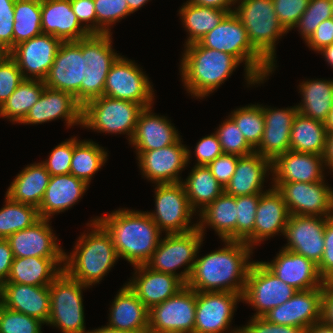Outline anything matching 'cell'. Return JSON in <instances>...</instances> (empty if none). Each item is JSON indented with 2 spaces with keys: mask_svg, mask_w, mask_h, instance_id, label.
<instances>
[{
  "mask_svg": "<svg viewBox=\"0 0 333 333\" xmlns=\"http://www.w3.org/2000/svg\"><path fill=\"white\" fill-rule=\"evenodd\" d=\"M146 265L154 271L164 272L178 277L185 285L191 275L203 234L195 228L186 233L165 234ZM186 266L181 273L176 270Z\"/></svg>",
  "mask_w": 333,
  "mask_h": 333,
  "instance_id": "obj_9",
  "label": "cell"
},
{
  "mask_svg": "<svg viewBox=\"0 0 333 333\" xmlns=\"http://www.w3.org/2000/svg\"><path fill=\"white\" fill-rule=\"evenodd\" d=\"M242 295L232 292H196L194 333H240L241 327L231 328L237 302Z\"/></svg>",
  "mask_w": 333,
  "mask_h": 333,
  "instance_id": "obj_17",
  "label": "cell"
},
{
  "mask_svg": "<svg viewBox=\"0 0 333 333\" xmlns=\"http://www.w3.org/2000/svg\"><path fill=\"white\" fill-rule=\"evenodd\" d=\"M42 321L0 305V333H42Z\"/></svg>",
  "mask_w": 333,
  "mask_h": 333,
  "instance_id": "obj_51",
  "label": "cell"
},
{
  "mask_svg": "<svg viewBox=\"0 0 333 333\" xmlns=\"http://www.w3.org/2000/svg\"><path fill=\"white\" fill-rule=\"evenodd\" d=\"M324 287L297 291L289 300L272 308L263 317L270 323L307 329L322 320Z\"/></svg>",
  "mask_w": 333,
  "mask_h": 333,
  "instance_id": "obj_21",
  "label": "cell"
},
{
  "mask_svg": "<svg viewBox=\"0 0 333 333\" xmlns=\"http://www.w3.org/2000/svg\"><path fill=\"white\" fill-rule=\"evenodd\" d=\"M14 10L0 11V40L13 48Z\"/></svg>",
  "mask_w": 333,
  "mask_h": 333,
  "instance_id": "obj_61",
  "label": "cell"
},
{
  "mask_svg": "<svg viewBox=\"0 0 333 333\" xmlns=\"http://www.w3.org/2000/svg\"><path fill=\"white\" fill-rule=\"evenodd\" d=\"M42 33L41 0H15L13 47Z\"/></svg>",
  "mask_w": 333,
  "mask_h": 333,
  "instance_id": "obj_44",
  "label": "cell"
},
{
  "mask_svg": "<svg viewBox=\"0 0 333 333\" xmlns=\"http://www.w3.org/2000/svg\"><path fill=\"white\" fill-rule=\"evenodd\" d=\"M97 34H111V26L133 14L126 0H94Z\"/></svg>",
  "mask_w": 333,
  "mask_h": 333,
  "instance_id": "obj_49",
  "label": "cell"
},
{
  "mask_svg": "<svg viewBox=\"0 0 333 333\" xmlns=\"http://www.w3.org/2000/svg\"><path fill=\"white\" fill-rule=\"evenodd\" d=\"M306 333H333V326L328 325L323 320L315 322L306 329Z\"/></svg>",
  "mask_w": 333,
  "mask_h": 333,
  "instance_id": "obj_66",
  "label": "cell"
},
{
  "mask_svg": "<svg viewBox=\"0 0 333 333\" xmlns=\"http://www.w3.org/2000/svg\"><path fill=\"white\" fill-rule=\"evenodd\" d=\"M15 0H0V11L14 10Z\"/></svg>",
  "mask_w": 333,
  "mask_h": 333,
  "instance_id": "obj_71",
  "label": "cell"
},
{
  "mask_svg": "<svg viewBox=\"0 0 333 333\" xmlns=\"http://www.w3.org/2000/svg\"><path fill=\"white\" fill-rule=\"evenodd\" d=\"M50 177L41 162L27 165L11 182L6 195L13 201L38 209L44 198Z\"/></svg>",
  "mask_w": 333,
  "mask_h": 333,
  "instance_id": "obj_37",
  "label": "cell"
},
{
  "mask_svg": "<svg viewBox=\"0 0 333 333\" xmlns=\"http://www.w3.org/2000/svg\"><path fill=\"white\" fill-rule=\"evenodd\" d=\"M319 182L273 183L283 196L290 215L333 216V188Z\"/></svg>",
  "mask_w": 333,
  "mask_h": 333,
  "instance_id": "obj_15",
  "label": "cell"
},
{
  "mask_svg": "<svg viewBox=\"0 0 333 333\" xmlns=\"http://www.w3.org/2000/svg\"><path fill=\"white\" fill-rule=\"evenodd\" d=\"M13 259L14 256L8 240L0 238V280L3 282H6L9 277Z\"/></svg>",
  "mask_w": 333,
  "mask_h": 333,
  "instance_id": "obj_62",
  "label": "cell"
},
{
  "mask_svg": "<svg viewBox=\"0 0 333 333\" xmlns=\"http://www.w3.org/2000/svg\"><path fill=\"white\" fill-rule=\"evenodd\" d=\"M325 161L319 154L287 151L271 162L272 183H312L324 178Z\"/></svg>",
  "mask_w": 333,
  "mask_h": 333,
  "instance_id": "obj_26",
  "label": "cell"
},
{
  "mask_svg": "<svg viewBox=\"0 0 333 333\" xmlns=\"http://www.w3.org/2000/svg\"><path fill=\"white\" fill-rule=\"evenodd\" d=\"M322 320L333 326V281H327L324 284Z\"/></svg>",
  "mask_w": 333,
  "mask_h": 333,
  "instance_id": "obj_63",
  "label": "cell"
},
{
  "mask_svg": "<svg viewBox=\"0 0 333 333\" xmlns=\"http://www.w3.org/2000/svg\"><path fill=\"white\" fill-rule=\"evenodd\" d=\"M250 318L247 325L241 327L240 333H306L305 328L273 324L264 317Z\"/></svg>",
  "mask_w": 333,
  "mask_h": 333,
  "instance_id": "obj_58",
  "label": "cell"
},
{
  "mask_svg": "<svg viewBox=\"0 0 333 333\" xmlns=\"http://www.w3.org/2000/svg\"><path fill=\"white\" fill-rule=\"evenodd\" d=\"M198 43L203 47L228 53L244 63V76L248 86L263 84L275 70L252 46L244 25L234 13H229Z\"/></svg>",
  "mask_w": 333,
  "mask_h": 333,
  "instance_id": "obj_5",
  "label": "cell"
},
{
  "mask_svg": "<svg viewBox=\"0 0 333 333\" xmlns=\"http://www.w3.org/2000/svg\"><path fill=\"white\" fill-rule=\"evenodd\" d=\"M187 2L193 5L211 7L223 11H228L229 13L234 12L233 5H235V0H187ZM232 6L233 8H231Z\"/></svg>",
  "mask_w": 333,
  "mask_h": 333,
  "instance_id": "obj_64",
  "label": "cell"
},
{
  "mask_svg": "<svg viewBox=\"0 0 333 333\" xmlns=\"http://www.w3.org/2000/svg\"><path fill=\"white\" fill-rule=\"evenodd\" d=\"M289 216L283 196L275 187L261 193L255 215L253 246L278 233L284 235Z\"/></svg>",
  "mask_w": 333,
  "mask_h": 333,
  "instance_id": "obj_30",
  "label": "cell"
},
{
  "mask_svg": "<svg viewBox=\"0 0 333 333\" xmlns=\"http://www.w3.org/2000/svg\"><path fill=\"white\" fill-rule=\"evenodd\" d=\"M133 267L134 277L127 284L148 309L161 304L185 286L178 277L154 271L146 264Z\"/></svg>",
  "mask_w": 333,
  "mask_h": 333,
  "instance_id": "obj_27",
  "label": "cell"
},
{
  "mask_svg": "<svg viewBox=\"0 0 333 333\" xmlns=\"http://www.w3.org/2000/svg\"><path fill=\"white\" fill-rule=\"evenodd\" d=\"M194 148L196 166H208L214 159L223 154L219 138L215 132L202 137Z\"/></svg>",
  "mask_w": 333,
  "mask_h": 333,
  "instance_id": "obj_55",
  "label": "cell"
},
{
  "mask_svg": "<svg viewBox=\"0 0 333 333\" xmlns=\"http://www.w3.org/2000/svg\"><path fill=\"white\" fill-rule=\"evenodd\" d=\"M63 268L64 258L14 257L9 277L4 283L49 286Z\"/></svg>",
  "mask_w": 333,
  "mask_h": 333,
  "instance_id": "obj_35",
  "label": "cell"
},
{
  "mask_svg": "<svg viewBox=\"0 0 333 333\" xmlns=\"http://www.w3.org/2000/svg\"><path fill=\"white\" fill-rule=\"evenodd\" d=\"M143 109L141 104L103 95L82 106V127L99 133L126 134L130 142Z\"/></svg>",
  "mask_w": 333,
  "mask_h": 333,
  "instance_id": "obj_7",
  "label": "cell"
},
{
  "mask_svg": "<svg viewBox=\"0 0 333 333\" xmlns=\"http://www.w3.org/2000/svg\"><path fill=\"white\" fill-rule=\"evenodd\" d=\"M327 132H333V105L328 114V118L325 122Z\"/></svg>",
  "mask_w": 333,
  "mask_h": 333,
  "instance_id": "obj_72",
  "label": "cell"
},
{
  "mask_svg": "<svg viewBox=\"0 0 333 333\" xmlns=\"http://www.w3.org/2000/svg\"><path fill=\"white\" fill-rule=\"evenodd\" d=\"M0 209V238L31 227L40 219L38 209L34 206L19 203L5 196V205Z\"/></svg>",
  "mask_w": 333,
  "mask_h": 333,
  "instance_id": "obj_45",
  "label": "cell"
},
{
  "mask_svg": "<svg viewBox=\"0 0 333 333\" xmlns=\"http://www.w3.org/2000/svg\"><path fill=\"white\" fill-rule=\"evenodd\" d=\"M297 292L272 273L262 261H253L246 280L244 301L257 312L252 317H263L272 308L289 300Z\"/></svg>",
  "mask_w": 333,
  "mask_h": 333,
  "instance_id": "obj_12",
  "label": "cell"
},
{
  "mask_svg": "<svg viewBox=\"0 0 333 333\" xmlns=\"http://www.w3.org/2000/svg\"><path fill=\"white\" fill-rule=\"evenodd\" d=\"M51 219L40 218L31 227L10 235L7 240L14 257L64 258L65 252L54 235Z\"/></svg>",
  "mask_w": 333,
  "mask_h": 333,
  "instance_id": "obj_23",
  "label": "cell"
},
{
  "mask_svg": "<svg viewBox=\"0 0 333 333\" xmlns=\"http://www.w3.org/2000/svg\"><path fill=\"white\" fill-rule=\"evenodd\" d=\"M11 57V49L0 40V63Z\"/></svg>",
  "mask_w": 333,
  "mask_h": 333,
  "instance_id": "obj_69",
  "label": "cell"
},
{
  "mask_svg": "<svg viewBox=\"0 0 333 333\" xmlns=\"http://www.w3.org/2000/svg\"><path fill=\"white\" fill-rule=\"evenodd\" d=\"M107 156V151L98 143L73 137L70 174L90 185L92 177L107 161Z\"/></svg>",
  "mask_w": 333,
  "mask_h": 333,
  "instance_id": "obj_42",
  "label": "cell"
},
{
  "mask_svg": "<svg viewBox=\"0 0 333 333\" xmlns=\"http://www.w3.org/2000/svg\"><path fill=\"white\" fill-rule=\"evenodd\" d=\"M237 209L236 197L223 192L199 212L198 230L205 236L204 231L210 226L222 241H236Z\"/></svg>",
  "mask_w": 333,
  "mask_h": 333,
  "instance_id": "obj_36",
  "label": "cell"
},
{
  "mask_svg": "<svg viewBox=\"0 0 333 333\" xmlns=\"http://www.w3.org/2000/svg\"><path fill=\"white\" fill-rule=\"evenodd\" d=\"M261 194L236 196L237 222L236 241H243L253 247L255 215Z\"/></svg>",
  "mask_w": 333,
  "mask_h": 333,
  "instance_id": "obj_47",
  "label": "cell"
},
{
  "mask_svg": "<svg viewBox=\"0 0 333 333\" xmlns=\"http://www.w3.org/2000/svg\"><path fill=\"white\" fill-rule=\"evenodd\" d=\"M180 138L175 144L158 150L135 151L141 173L156 184L180 183L179 174L190 164L191 150L182 144Z\"/></svg>",
  "mask_w": 333,
  "mask_h": 333,
  "instance_id": "obj_16",
  "label": "cell"
},
{
  "mask_svg": "<svg viewBox=\"0 0 333 333\" xmlns=\"http://www.w3.org/2000/svg\"><path fill=\"white\" fill-rule=\"evenodd\" d=\"M302 102L298 112L314 120L325 123L333 105V79L306 80L299 84Z\"/></svg>",
  "mask_w": 333,
  "mask_h": 333,
  "instance_id": "obj_38",
  "label": "cell"
},
{
  "mask_svg": "<svg viewBox=\"0 0 333 333\" xmlns=\"http://www.w3.org/2000/svg\"><path fill=\"white\" fill-rule=\"evenodd\" d=\"M248 144L255 150L261 142L264 131L263 109L260 104H249L245 107L234 109L229 115Z\"/></svg>",
  "mask_w": 333,
  "mask_h": 333,
  "instance_id": "obj_46",
  "label": "cell"
},
{
  "mask_svg": "<svg viewBox=\"0 0 333 333\" xmlns=\"http://www.w3.org/2000/svg\"><path fill=\"white\" fill-rule=\"evenodd\" d=\"M96 218L111 236L119 258L133 266L146 264L150 260L162 232L147 211L119 208Z\"/></svg>",
  "mask_w": 333,
  "mask_h": 333,
  "instance_id": "obj_2",
  "label": "cell"
},
{
  "mask_svg": "<svg viewBox=\"0 0 333 333\" xmlns=\"http://www.w3.org/2000/svg\"><path fill=\"white\" fill-rule=\"evenodd\" d=\"M3 285H4V282L2 280H0V298H3Z\"/></svg>",
  "mask_w": 333,
  "mask_h": 333,
  "instance_id": "obj_73",
  "label": "cell"
},
{
  "mask_svg": "<svg viewBox=\"0 0 333 333\" xmlns=\"http://www.w3.org/2000/svg\"><path fill=\"white\" fill-rule=\"evenodd\" d=\"M83 78L82 39L63 41L53 65L43 80L45 86L70 93L81 104V82Z\"/></svg>",
  "mask_w": 333,
  "mask_h": 333,
  "instance_id": "obj_18",
  "label": "cell"
},
{
  "mask_svg": "<svg viewBox=\"0 0 333 333\" xmlns=\"http://www.w3.org/2000/svg\"><path fill=\"white\" fill-rule=\"evenodd\" d=\"M273 3L280 24L289 32L307 9L309 0H273Z\"/></svg>",
  "mask_w": 333,
  "mask_h": 333,
  "instance_id": "obj_53",
  "label": "cell"
},
{
  "mask_svg": "<svg viewBox=\"0 0 333 333\" xmlns=\"http://www.w3.org/2000/svg\"><path fill=\"white\" fill-rule=\"evenodd\" d=\"M44 88L43 80L23 79L0 108V117L7 118L12 123H20L39 100Z\"/></svg>",
  "mask_w": 333,
  "mask_h": 333,
  "instance_id": "obj_43",
  "label": "cell"
},
{
  "mask_svg": "<svg viewBox=\"0 0 333 333\" xmlns=\"http://www.w3.org/2000/svg\"><path fill=\"white\" fill-rule=\"evenodd\" d=\"M327 130L325 123L297 113L290 133V150L324 155Z\"/></svg>",
  "mask_w": 333,
  "mask_h": 333,
  "instance_id": "obj_39",
  "label": "cell"
},
{
  "mask_svg": "<svg viewBox=\"0 0 333 333\" xmlns=\"http://www.w3.org/2000/svg\"><path fill=\"white\" fill-rule=\"evenodd\" d=\"M307 46L319 53L324 47L333 43V18L321 22L316 31L305 41Z\"/></svg>",
  "mask_w": 333,
  "mask_h": 333,
  "instance_id": "obj_60",
  "label": "cell"
},
{
  "mask_svg": "<svg viewBox=\"0 0 333 333\" xmlns=\"http://www.w3.org/2000/svg\"><path fill=\"white\" fill-rule=\"evenodd\" d=\"M59 118L64 119L67 128L82 126V105L72 94L45 86L39 100L19 124H42Z\"/></svg>",
  "mask_w": 333,
  "mask_h": 333,
  "instance_id": "obj_22",
  "label": "cell"
},
{
  "mask_svg": "<svg viewBox=\"0 0 333 333\" xmlns=\"http://www.w3.org/2000/svg\"><path fill=\"white\" fill-rule=\"evenodd\" d=\"M90 221L86 225L92 231L79 236L69 255L65 252L63 268L70 277L88 287L100 283L119 259L109 233L97 218Z\"/></svg>",
  "mask_w": 333,
  "mask_h": 333,
  "instance_id": "obj_3",
  "label": "cell"
},
{
  "mask_svg": "<svg viewBox=\"0 0 333 333\" xmlns=\"http://www.w3.org/2000/svg\"><path fill=\"white\" fill-rule=\"evenodd\" d=\"M70 2L78 21L85 26L91 34H97V17L94 0H70Z\"/></svg>",
  "mask_w": 333,
  "mask_h": 333,
  "instance_id": "obj_59",
  "label": "cell"
},
{
  "mask_svg": "<svg viewBox=\"0 0 333 333\" xmlns=\"http://www.w3.org/2000/svg\"><path fill=\"white\" fill-rule=\"evenodd\" d=\"M262 263L297 291L324 287L325 281L319 274L317 264L303 255L282 248L271 262Z\"/></svg>",
  "mask_w": 333,
  "mask_h": 333,
  "instance_id": "obj_24",
  "label": "cell"
},
{
  "mask_svg": "<svg viewBox=\"0 0 333 333\" xmlns=\"http://www.w3.org/2000/svg\"><path fill=\"white\" fill-rule=\"evenodd\" d=\"M90 288L70 277L64 270L49 285L50 315L46 325L62 333H89L85 330L82 289Z\"/></svg>",
  "mask_w": 333,
  "mask_h": 333,
  "instance_id": "obj_8",
  "label": "cell"
},
{
  "mask_svg": "<svg viewBox=\"0 0 333 333\" xmlns=\"http://www.w3.org/2000/svg\"><path fill=\"white\" fill-rule=\"evenodd\" d=\"M129 6V10L134 13L138 11L139 8L144 6L150 0H126Z\"/></svg>",
  "mask_w": 333,
  "mask_h": 333,
  "instance_id": "obj_70",
  "label": "cell"
},
{
  "mask_svg": "<svg viewBox=\"0 0 333 333\" xmlns=\"http://www.w3.org/2000/svg\"><path fill=\"white\" fill-rule=\"evenodd\" d=\"M271 161L259 153L239 157L237 166L224 192L230 196L261 194L265 178L270 175ZM268 173V175H267Z\"/></svg>",
  "mask_w": 333,
  "mask_h": 333,
  "instance_id": "obj_33",
  "label": "cell"
},
{
  "mask_svg": "<svg viewBox=\"0 0 333 333\" xmlns=\"http://www.w3.org/2000/svg\"><path fill=\"white\" fill-rule=\"evenodd\" d=\"M240 156L234 154H222L214 159L207 167L219 184L225 188L233 176L237 161Z\"/></svg>",
  "mask_w": 333,
  "mask_h": 333,
  "instance_id": "obj_57",
  "label": "cell"
},
{
  "mask_svg": "<svg viewBox=\"0 0 333 333\" xmlns=\"http://www.w3.org/2000/svg\"><path fill=\"white\" fill-rule=\"evenodd\" d=\"M41 27L43 34L62 41H78L91 34L78 21L70 0H41Z\"/></svg>",
  "mask_w": 333,
  "mask_h": 333,
  "instance_id": "obj_29",
  "label": "cell"
},
{
  "mask_svg": "<svg viewBox=\"0 0 333 333\" xmlns=\"http://www.w3.org/2000/svg\"><path fill=\"white\" fill-rule=\"evenodd\" d=\"M332 15L331 0H309L307 9L301 15L294 28L298 27V32L301 34L302 39L306 41L316 31L318 25L324 20L332 18Z\"/></svg>",
  "mask_w": 333,
  "mask_h": 333,
  "instance_id": "obj_50",
  "label": "cell"
},
{
  "mask_svg": "<svg viewBox=\"0 0 333 333\" xmlns=\"http://www.w3.org/2000/svg\"><path fill=\"white\" fill-rule=\"evenodd\" d=\"M262 109L264 131L255 152L272 162L278 155L290 150V133L298 108L296 105L285 109L262 105Z\"/></svg>",
  "mask_w": 333,
  "mask_h": 333,
  "instance_id": "obj_25",
  "label": "cell"
},
{
  "mask_svg": "<svg viewBox=\"0 0 333 333\" xmlns=\"http://www.w3.org/2000/svg\"><path fill=\"white\" fill-rule=\"evenodd\" d=\"M23 79L17 63L11 57L0 63V108Z\"/></svg>",
  "mask_w": 333,
  "mask_h": 333,
  "instance_id": "obj_54",
  "label": "cell"
},
{
  "mask_svg": "<svg viewBox=\"0 0 333 333\" xmlns=\"http://www.w3.org/2000/svg\"><path fill=\"white\" fill-rule=\"evenodd\" d=\"M196 291L185 285L149 309L148 333H194Z\"/></svg>",
  "mask_w": 333,
  "mask_h": 333,
  "instance_id": "obj_14",
  "label": "cell"
},
{
  "mask_svg": "<svg viewBox=\"0 0 333 333\" xmlns=\"http://www.w3.org/2000/svg\"><path fill=\"white\" fill-rule=\"evenodd\" d=\"M325 282L333 281V216L328 217L324 231V253L317 265Z\"/></svg>",
  "mask_w": 333,
  "mask_h": 333,
  "instance_id": "obj_56",
  "label": "cell"
},
{
  "mask_svg": "<svg viewBox=\"0 0 333 333\" xmlns=\"http://www.w3.org/2000/svg\"><path fill=\"white\" fill-rule=\"evenodd\" d=\"M89 333H148V332H135V331H128V330H117L110 326H102L101 328H96L95 330H89Z\"/></svg>",
  "mask_w": 333,
  "mask_h": 333,
  "instance_id": "obj_67",
  "label": "cell"
},
{
  "mask_svg": "<svg viewBox=\"0 0 333 333\" xmlns=\"http://www.w3.org/2000/svg\"><path fill=\"white\" fill-rule=\"evenodd\" d=\"M328 217L290 215L282 247L319 264L324 253V231Z\"/></svg>",
  "mask_w": 333,
  "mask_h": 333,
  "instance_id": "obj_20",
  "label": "cell"
},
{
  "mask_svg": "<svg viewBox=\"0 0 333 333\" xmlns=\"http://www.w3.org/2000/svg\"><path fill=\"white\" fill-rule=\"evenodd\" d=\"M215 133L224 154H234L241 157L255 152L230 116L219 125Z\"/></svg>",
  "mask_w": 333,
  "mask_h": 333,
  "instance_id": "obj_48",
  "label": "cell"
},
{
  "mask_svg": "<svg viewBox=\"0 0 333 333\" xmlns=\"http://www.w3.org/2000/svg\"><path fill=\"white\" fill-rule=\"evenodd\" d=\"M1 305L47 324L50 315L49 286L4 283Z\"/></svg>",
  "mask_w": 333,
  "mask_h": 333,
  "instance_id": "obj_31",
  "label": "cell"
},
{
  "mask_svg": "<svg viewBox=\"0 0 333 333\" xmlns=\"http://www.w3.org/2000/svg\"><path fill=\"white\" fill-rule=\"evenodd\" d=\"M112 34H90L82 39L84 78L81 82V105L103 96L107 74L120 56L112 48Z\"/></svg>",
  "mask_w": 333,
  "mask_h": 333,
  "instance_id": "obj_10",
  "label": "cell"
},
{
  "mask_svg": "<svg viewBox=\"0 0 333 333\" xmlns=\"http://www.w3.org/2000/svg\"><path fill=\"white\" fill-rule=\"evenodd\" d=\"M152 106L144 108L138 117L136 128L129 144L136 151L158 150L175 144L180 134L167 117L155 115Z\"/></svg>",
  "mask_w": 333,
  "mask_h": 333,
  "instance_id": "obj_28",
  "label": "cell"
},
{
  "mask_svg": "<svg viewBox=\"0 0 333 333\" xmlns=\"http://www.w3.org/2000/svg\"><path fill=\"white\" fill-rule=\"evenodd\" d=\"M62 42L57 37L42 33L14 46L11 58L17 63L24 79L44 80Z\"/></svg>",
  "mask_w": 333,
  "mask_h": 333,
  "instance_id": "obj_19",
  "label": "cell"
},
{
  "mask_svg": "<svg viewBox=\"0 0 333 333\" xmlns=\"http://www.w3.org/2000/svg\"><path fill=\"white\" fill-rule=\"evenodd\" d=\"M319 52L323 55L325 61L333 68V43L327 47H324Z\"/></svg>",
  "mask_w": 333,
  "mask_h": 333,
  "instance_id": "obj_68",
  "label": "cell"
},
{
  "mask_svg": "<svg viewBox=\"0 0 333 333\" xmlns=\"http://www.w3.org/2000/svg\"><path fill=\"white\" fill-rule=\"evenodd\" d=\"M223 242V248L196 256L186 285L196 292H232L243 296L254 248L243 241Z\"/></svg>",
  "mask_w": 333,
  "mask_h": 333,
  "instance_id": "obj_1",
  "label": "cell"
},
{
  "mask_svg": "<svg viewBox=\"0 0 333 333\" xmlns=\"http://www.w3.org/2000/svg\"><path fill=\"white\" fill-rule=\"evenodd\" d=\"M326 169L333 172V132H327L326 149L323 155Z\"/></svg>",
  "mask_w": 333,
  "mask_h": 333,
  "instance_id": "obj_65",
  "label": "cell"
},
{
  "mask_svg": "<svg viewBox=\"0 0 333 333\" xmlns=\"http://www.w3.org/2000/svg\"><path fill=\"white\" fill-rule=\"evenodd\" d=\"M155 211L148 212L166 234L186 233L197 228L191 218L196 213L190 206L183 184H156ZM192 224V225H191Z\"/></svg>",
  "mask_w": 333,
  "mask_h": 333,
  "instance_id": "obj_11",
  "label": "cell"
},
{
  "mask_svg": "<svg viewBox=\"0 0 333 333\" xmlns=\"http://www.w3.org/2000/svg\"><path fill=\"white\" fill-rule=\"evenodd\" d=\"M179 9L183 28L188 32L185 45L199 42L201 38L213 30L228 14V11L211 7L193 5L185 2Z\"/></svg>",
  "mask_w": 333,
  "mask_h": 333,
  "instance_id": "obj_41",
  "label": "cell"
},
{
  "mask_svg": "<svg viewBox=\"0 0 333 333\" xmlns=\"http://www.w3.org/2000/svg\"><path fill=\"white\" fill-rule=\"evenodd\" d=\"M118 291L109 308L107 325L117 330L148 332L149 309L127 283Z\"/></svg>",
  "mask_w": 333,
  "mask_h": 333,
  "instance_id": "obj_34",
  "label": "cell"
},
{
  "mask_svg": "<svg viewBox=\"0 0 333 333\" xmlns=\"http://www.w3.org/2000/svg\"><path fill=\"white\" fill-rule=\"evenodd\" d=\"M236 3L233 13L244 25L250 43L276 68V42L288 32L276 16L273 0H235Z\"/></svg>",
  "mask_w": 333,
  "mask_h": 333,
  "instance_id": "obj_6",
  "label": "cell"
},
{
  "mask_svg": "<svg viewBox=\"0 0 333 333\" xmlns=\"http://www.w3.org/2000/svg\"><path fill=\"white\" fill-rule=\"evenodd\" d=\"M88 187L85 181L72 174L51 176L38 208L40 218L51 219L68 210L82 198Z\"/></svg>",
  "mask_w": 333,
  "mask_h": 333,
  "instance_id": "obj_32",
  "label": "cell"
},
{
  "mask_svg": "<svg viewBox=\"0 0 333 333\" xmlns=\"http://www.w3.org/2000/svg\"><path fill=\"white\" fill-rule=\"evenodd\" d=\"M141 69L134 61L120 55L107 74L103 95L135 102L144 108L153 106V84Z\"/></svg>",
  "mask_w": 333,
  "mask_h": 333,
  "instance_id": "obj_13",
  "label": "cell"
},
{
  "mask_svg": "<svg viewBox=\"0 0 333 333\" xmlns=\"http://www.w3.org/2000/svg\"><path fill=\"white\" fill-rule=\"evenodd\" d=\"M73 154V138L57 145L49 154V158L41 163L45 166L50 176L70 174Z\"/></svg>",
  "mask_w": 333,
  "mask_h": 333,
  "instance_id": "obj_52",
  "label": "cell"
},
{
  "mask_svg": "<svg viewBox=\"0 0 333 333\" xmlns=\"http://www.w3.org/2000/svg\"><path fill=\"white\" fill-rule=\"evenodd\" d=\"M186 178L181 183L184 186L191 208L197 213L224 192V188L207 166L194 165Z\"/></svg>",
  "mask_w": 333,
  "mask_h": 333,
  "instance_id": "obj_40",
  "label": "cell"
},
{
  "mask_svg": "<svg viewBox=\"0 0 333 333\" xmlns=\"http://www.w3.org/2000/svg\"><path fill=\"white\" fill-rule=\"evenodd\" d=\"M180 75L187 93L196 99L209 96L229 78L240 62L232 55L201 46H184Z\"/></svg>",
  "mask_w": 333,
  "mask_h": 333,
  "instance_id": "obj_4",
  "label": "cell"
}]
</instances>
